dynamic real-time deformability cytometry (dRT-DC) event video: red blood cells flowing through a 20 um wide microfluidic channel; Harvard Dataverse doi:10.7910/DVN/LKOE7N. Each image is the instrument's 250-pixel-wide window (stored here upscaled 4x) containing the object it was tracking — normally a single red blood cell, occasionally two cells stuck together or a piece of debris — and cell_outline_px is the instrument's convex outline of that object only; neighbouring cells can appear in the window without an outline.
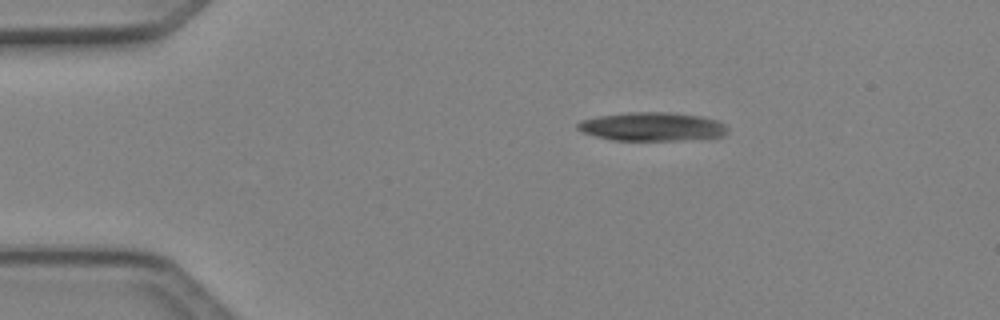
{"species": "Egyptian fruit bat (a non-hibernating species)", "species_latin": "Rousettus aegyptiacus", "temperature_condition": "cold", "stored_images_in_passage": 4, "camera_frame_rate_fps": 3000, "um_per_image_px": 0.085, "animal": {"sex": "female"}, "frame": {"image": 1, "passage_image": 1, "time_ms": 0.0, "image_size_px": [1000, 320], "cell_outline_px": [[728, 132], [724, 136], [680, 140], [612, 140], [596, 136], [584, 132], [576, 128], [576, 124], [580, 120], [600, 116], [628, 112], [668, 112], [700, 116], [716, 120], [724, 124], [728, 128]], "centroid_in_image_um": [55.43, 10.76], "position_along_channel_um": 29.6, "area_um2": 24.91}}
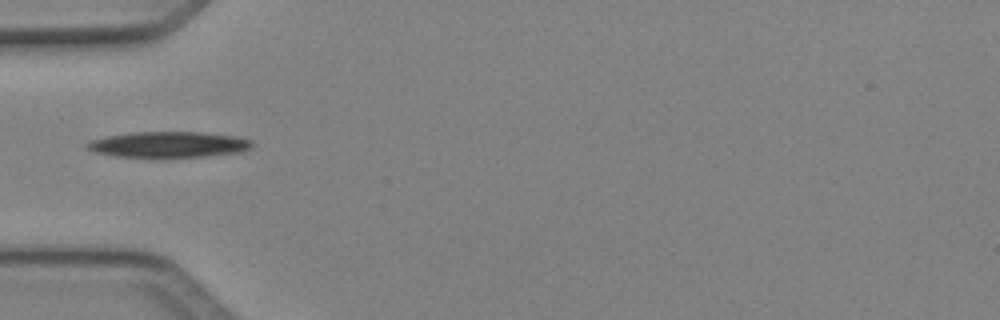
{"frame": {"image": 2, "passage_image": 3, "time_ms": 0.667, "image_size_px": [1000, 320], "cell_outline_px": [[252, 148], [240, 152], [204, 156], [116, 156], [96, 152], [88, 148], [84, 144], [88, 140], [104, 136], [132, 132], [200, 132], [236, 136], [252, 140]], "centroid_in_image_um": [14.32, 12.26], "position_along_channel_um": 70.7, "area_um2": 24.57}}
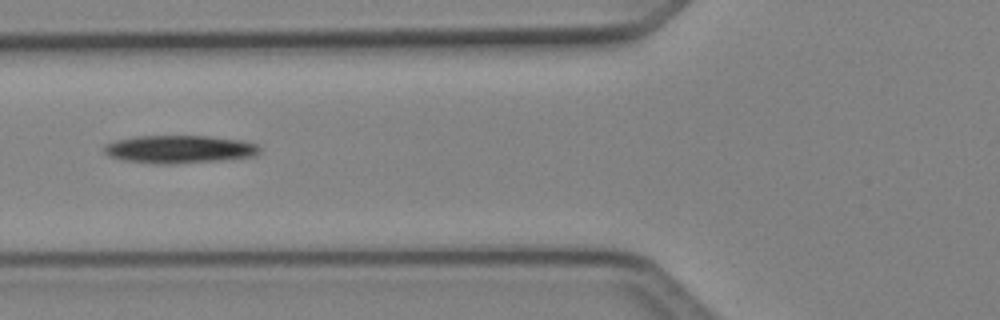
{"frame": {"image": 3, "passage_image": 4, "time_ms": 1.0, "image_size_px": [1000, 320], "cell_outline_px": [[260, 152], [256, 156], [220, 160], [176, 164], [156, 164], [124, 160], [108, 156], [104, 152], [104, 144], [116, 140], [136, 136], [208, 136], [244, 140], [260, 144]], "centroid_in_image_um": [15.28, 12.68], "position_along_channel_um": 110.5, "area_um2": 25.61}}